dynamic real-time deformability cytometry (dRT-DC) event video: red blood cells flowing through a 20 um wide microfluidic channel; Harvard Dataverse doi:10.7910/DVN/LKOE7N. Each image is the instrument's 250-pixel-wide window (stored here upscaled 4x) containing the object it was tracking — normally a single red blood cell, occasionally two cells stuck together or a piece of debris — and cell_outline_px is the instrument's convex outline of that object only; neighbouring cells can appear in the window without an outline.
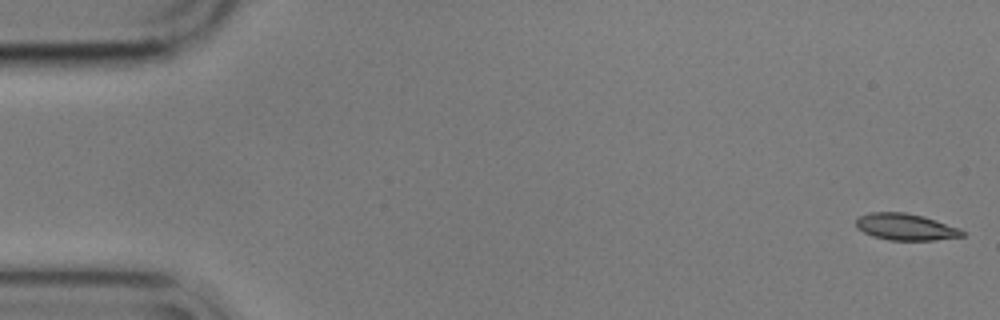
{"species": "common noctule bat (a hibernating species)", "species_latin": "Nyctalus noctula", "temperature_condition": "cold", "stored_images_in_passage": 5, "camera_frame_rate_fps": 3000, "um_per_image_px": 0.085, "animal": {"sex": "male", "body_mass_g": 17.9}, "frame": {"image": 1, "passage_image": 1, "time_ms": 0.0, "image_size_px": [1000, 320], "cell_outline_px": [[964, 236], [936, 240], [888, 240], [872, 236], [856, 228], [856, 220], [860, 216], [868, 212], [904, 212], [924, 216], [960, 228], [964, 232]], "centroid_in_image_um": [76.97, 19.28], "position_along_channel_um": 8.0, "area_um2": 16.59}}